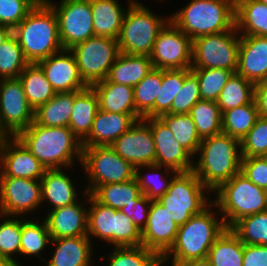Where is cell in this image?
<instances>
[{"label": "cell", "instance_id": "6da1fadb", "mask_svg": "<svg viewBox=\"0 0 267 266\" xmlns=\"http://www.w3.org/2000/svg\"><path fill=\"white\" fill-rule=\"evenodd\" d=\"M16 137L45 169L67 170L77 160L81 165L82 144L69 127H45L33 121Z\"/></svg>", "mask_w": 267, "mask_h": 266}, {"label": "cell", "instance_id": "7a4b0ae2", "mask_svg": "<svg viewBox=\"0 0 267 266\" xmlns=\"http://www.w3.org/2000/svg\"><path fill=\"white\" fill-rule=\"evenodd\" d=\"M193 172L212 193L241 169V141L225 133L203 138Z\"/></svg>", "mask_w": 267, "mask_h": 266}, {"label": "cell", "instance_id": "3957f363", "mask_svg": "<svg viewBox=\"0 0 267 266\" xmlns=\"http://www.w3.org/2000/svg\"><path fill=\"white\" fill-rule=\"evenodd\" d=\"M214 207L212 202L201 213L193 215L179 227L174 245L162 257L163 266L170 262L169 259H172V263H183L207 258L209 249L227 228L220 212L216 210V214L212 211Z\"/></svg>", "mask_w": 267, "mask_h": 266}, {"label": "cell", "instance_id": "277c9868", "mask_svg": "<svg viewBox=\"0 0 267 266\" xmlns=\"http://www.w3.org/2000/svg\"><path fill=\"white\" fill-rule=\"evenodd\" d=\"M12 34L16 37L26 60L39 61L63 50L55 11L47 2H38Z\"/></svg>", "mask_w": 267, "mask_h": 266}, {"label": "cell", "instance_id": "5b68a950", "mask_svg": "<svg viewBox=\"0 0 267 266\" xmlns=\"http://www.w3.org/2000/svg\"><path fill=\"white\" fill-rule=\"evenodd\" d=\"M170 20L192 40L235 28V0H191Z\"/></svg>", "mask_w": 267, "mask_h": 266}, {"label": "cell", "instance_id": "8992f818", "mask_svg": "<svg viewBox=\"0 0 267 266\" xmlns=\"http://www.w3.org/2000/svg\"><path fill=\"white\" fill-rule=\"evenodd\" d=\"M214 192L217 195L213 203L222 214L227 228H231L243 217L264 212L266 209L267 191L256 186L241 172Z\"/></svg>", "mask_w": 267, "mask_h": 266}, {"label": "cell", "instance_id": "52a82bcc", "mask_svg": "<svg viewBox=\"0 0 267 266\" xmlns=\"http://www.w3.org/2000/svg\"><path fill=\"white\" fill-rule=\"evenodd\" d=\"M128 4L117 39L120 52L149 57L160 30L170 16L164 19L136 0H129Z\"/></svg>", "mask_w": 267, "mask_h": 266}, {"label": "cell", "instance_id": "ba28073f", "mask_svg": "<svg viewBox=\"0 0 267 266\" xmlns=\"http://www.w3.org/2000/svg\"><path fill=\"white\" fill-rule=\"evenodd\" d=\"M209 194L210 191L193 171L178 172L158 202L167 208L173 221L180 227L213 202L209 200Z\"/></svg>", "mask_w": 267, "mask_h": 266}, {"label": "cell", "instance_id": "9c48e42d", "mask_svg": "<svg viewBox=\"0 0 267 266\" xmlns=\"http://www.w3.org/2000/svg\"><path fill=\"white\" fill-rule=\"evenodd\" d=\"M80 166L89 182L83 190L89 194L103 184L123 183L135 178V167L110 146L82 147Z\"/></svg>", "mask_w": 267, "mask_h": 266}, {"label": "cell", "instance_id": "30bf717a", "mask_svg": "<svg viewBox=\"0 0 267 266\" xmlns=\"http://www.w3.org/2000/svg\"><path fill=\"white\" fill-rule=\"evenodd\" d=\"M240 37L235 27L193 39L191 69L215 68L236 73Z\"/></svg>", "mask_w": 267, "mask_h": 266}, {"label": "cell", "instance_id": "8fae6325", "mask_svg": "<svg viewBox=\"0 0 267 266\" xmlns=\"http://www.w3.org/2000/svg\"><path fill=\"white\" fill-rule=\"evenodd\" d=\"M73 53L81 79L87 86L105 80L110 67L121 53L117 39L93 36L73 46Z\"/></svg>", "mask_w": 267, "mask_h": 266}, {"label": "cell", "instance_id": "7c38bea8", "mask_svg": "<svg viewBox=\"0 0 267 266\" xmlns=\"http://www.w3.org/2000/svg\"><path fill=\"white\" fill-rule=\"evenodd\" d=\"M51 1L47 3L56 13L63 49H71L94 36L90 0H61L59 5Z\"/></svg>", "mask_w": 267, "mask_h": 266}, {"label": "cell", "instance_id": "4fadbf2b", "mask_svg": "<svg viewBox=\"0 0 267 266\" xmlns=\"http://www.w3.org/2000/svg\"><path fill=\"white\" fill-rule=\"evenodd\" d=\"M149 57L153 68L191 69L192 39L169 20L160 30Z\"/></svg>", "mask_w": 267, "mask_h": 266}, {"label": "cell", "instance_id": "5bb4252c", "mask_svg": "<svg viewBox=\"0 0 267 266\" xmlns=\"http://www.w3.org/2000/svg\"><path fill=\"white\" fill-rule=\"evenodd\" d=\"M34 121L19 78L0 79V136H16Z\"/></svg>", "mask_w": 267, "mask_h": 266}, {"label": "cell", "instance_id": "9a60e30c", "mask_svg": "<svg viewBox=\"0 0 267 266\" xmlns=\"http://www.w3.org/2000/svg\"><path fill=\"white\" fill-rule=\"evenodd\" d=\"M40 205H42L41 180L0 177L1 215L27 217V212H33Z\"/></svg>", "mask_w": 267, "mask_h": 266}, {"label": "cell", "instance_id": "2e32d148", "mask_svg": "<svg viewBox=\"0 0 267 266\" xmlns=\"http://www.w3.org/2000/svg\"><path fill=\"white\" fill-rule=\"evenodd\" d=\"M0 177L41 180L45 168L16 136H0Z\"/></svg>", "mask_w": 267, "mask_h": 266}, {"label": "cell", "instance_id": "e0dca14e", "mask_svg": "<svg viewBox=\"0 0 267 266\" xmlns=\"http://www.w3.org/2000/svg\"><path fill=\"white\" fill-rule=\"evenodd\" d=\"M110 147L135 168L156 164V149L151 128L143 119L137 120Z\"/></svg>", "mask_w": 267, "mask_h": 266}, {"label": "cell", "instance_id": "ac0fdd59", "mask_svg": "<svg viewBox=\"0 0 267 266\" xmlns=\"http://www.w3.org/2000/svg\"><path fill=\"white\" fill-rule=\"evenodd\" d=\"M150 126L156 149V164L168 167L176 172L193 170L194 159L175 140L173 132L160 118H143Z\"/></svg>", "mask_w": 267, "mask_h": 266}, {"label": "cell", "instance_id": "d6986e66", "mask_svg": "<svg viewBox=\"0 0 267 266\" xmlns=\"http://www.w3.org/2000/svg\"><path fill=\"white\" fill-rule=\"evenodd\" d=\"M179 226L158 201H151L146 226L141 231L142 245L163 257L174 245Z\"/></svg>", "mask_w": 267, "mask_h": 266}, {"label": "cell", "instance_id": "ffe728a7", "mask_svg": "<svg viewBox=\"0 0 267 266\" xmlns=\"http://www.w3.org/2000/svg\"><path fill=\"white\" fill-rule=\"evenodd\" d=\"M56 93L81 91L87 87L81 79L70 49H63L37 63Z\"/></svg>", "mask_w": 267, "mask_h": 266}, {"label": "cell", "instance_id": "44dd1931", "mask_svg": "<svg viewBox=\"0 0 267 266\" xmlns=\"http://www.w3.org/2000/svg\"><path fill=\"white\" fill-rule=\"evenodd\" d=\"M83 194L87 202L77 201L71 205L50 210L48 215H45L52 239L87 235L88 209L83 204L88 205V193L84 190Z\"/></svg>", "mask_w": 267, "mask_h": 266}, {"label": "cell", "instance_id": "7402d4cb", "mask_svg": "<svg viewBox=\"0 0 267 266\" xmlns=\"http://www.w3.org/2000/svg\"><path fill=\"white\" fill-rule=\"evenodd\" d=\"M139 114L112 113L98 109L89 135L81 142L82 147L110 146L137 121Z\"/></svg>", "mask_w": 267, "mask_h": 266}, {"label": "cell", "instance_id": "603a6c76", "mask_svg": "<svg viewBox=\"0 0 267 266\" xmlns=\"http://www.w3.org/2000/svg\"><path fill=\"white\" fill-rule=\"evenodd\" d=\"M236 73L254 84L267 78V37L241 35Z\"/></svg>", "mask_w": 267, "mask_h": 266}, {"label": "cell", "instance_id": "cb8c5ba5", "mask_svg": "<svg viewBox=\"0 0 267 266\" xmlns=\"http://www.w3.org/2000/svg\"><path fill=\"white\" fill-rule=\"evenodd\" d=\"M55 250L47 266H90L92 265L93 243L85 236L52 239Z\"/></svg>", "mask_w": 267, "mask_h": 266}, {"label": "cell", "instance_id": "d4e9b609", "mask_svg": "<svg viewBox=\"0 0 267 266\" xmlns=\"http://www.w3.org/2000/svg\"><path fill=\"white\" fill-rule=\"evenodd\" d=\"M70 176L63 169H46L41 178L42 203L51 204V210L78 201V192Z\"/></svg>", "mask_w": 267, "mask_h": 266}, {"label": "cell", "instance_id": "484cf974", "mask_svg": "<svg viewBox=\"0 0 267 266\" xmlns=\"http://www.w3.org/2000/svg\"><path fill=\"white\" fill-rule=\"evenodd\" d=\"M92 87L99 98V109L112 113L138 114L132 86L113 83L106 78Z\"/></svg>", "mask_w": 267, "mask_h": 266}, {"label": "cell", "instance_id": "4316f807", "mask_svg": "<svg viewBox=\"0 0 267 266\" xmlns=\"http://www.w3.org/2000/svg\"><path fill=\"white\" fill-rule=\"evenodd\" d=\"M98 109L99 98L92 86L75 91L69 128L80 142L89 135Z\"/></svg>", "mask_w": 267, "mask_h": 266}, {"label": "cell", "instance_id": "83f0119b", "mask_svg": "<svg viewBox=\"0 0 267 266\" xmlns=\"http://www.w3.org/2000/svg\"><path fill=\"white\" fill-rule=\"evenodd\" d=\"M90 4L94 36L118 39L128 7L123 8L118 0H90Z\"/></svg>", "mask_w": 267, "mask_h": 266}, {"label": "cell", "instance_id": "f1b7e54d", "mask_svg": "<svg viewBox=\"0 0 267 266\" xmlns=\"http://www.w3.org/2000/svg\"><path fill=\"white\" fill-rule=\"evenodd\" d=\"M235 27L240 35L267 37V5L260 0H235Z\"/></svg>", "mask_w": 267, "mask_h": 266}, {"label": "cell", "instance_id": "f546056e", "mask_svg": "<svg viewBox=\"0 0 267 266\" xmlns=\"http://www.w3.org/2000/svg\"><path fill=\"white\" fill-rule=\"evenodd\" d=\"M153 69L148 56L120 53L110 67L107 79L113 83L134 87Z\"/></svg>", "mask_w": 267, "mask_h": 266}, {"label": "cell", "instance_id": "4dcf8cb0", "mask_svg": "<svg viewBox=\"0 0 267 266\" xmlns=\"http://www.w3.org/2000/svg\"><path fill=\"white\" fill-rule=\"evenodd\" d=\"M75 91L56 93L34 111V122L45 127H69Z\"/></svg>", "mask_w": 267, "mask_h": 266}, {"label": "cell", "instance_id": "1f68e13d", "mask_svg": "<svg viewBox=\"0 0 267 266\" xmlns=\"http://www.w3.org/2000/svg\"><path fill=\"white\" fill-rule=\"evenodd\" d=\"M18 78L21 80L28 103L34 111L56 94L38 64L29 63Z\"/></svg>", "mask_w": 267, "mask_h": 266}, {"label": "cell", "instance_id": "d6a6232c", "mask_svg": "<svg viewBox=\"0 0 267 266\" xmlns=\"http://www.w3.org/2000/svg\"><path fill=\"white\" fill-rule=\"evenodd\" d=\"M244 243L226 228L209 249L207 259L212 266H242Z\"/></svg>", "mask_w": 267, "mask_h": 266}, {"label": "cell", "instance_id": "836d02e7", "mask_svg": "<svg viewBox=\"0 0 267 266\" xmlns=\"http://www.w3.org/2000/svg\"><path fill=\"white\" fill-rule=\"evenodd\" d=\"M101 204L120 210L125 206L136 203L143 195L137 180L131 179L123 183H109L99 186L91 194Z\"/></svg>", "mask_w": 267, "mask_h": 266}, {"label": "cell", "instance_id": "e575fe53", "mask_svg": "<svg viewBox=\"0 0 267 266\" xmlns=\"http://www.w3.org/2000/svg\"><path fill=\"white\" fill-rule=\"evenodd\" d=\"M88 218H87V236L100 238L113 246V231L115 224V212L112 207L105 206L98 202L88 193Z\"/></svg>", "mask_w": 267, "mask_h": 266}, {"label": "cell", "instance_id": "d590c367", "mask_svg": "<svg viewBox=\"0 0 267 266\" xmlns=\"http://www.w3.org/2000/svg\"><path fill=\"white\" fill-rule=\"evenodd\" d=\"M260 117L255 99L222 113V133L242 141Z\"/></svg>", "mask_w": 267, "mask_h": 266}, {"label": "cell", "instance_id": "8d00e7d4", "mask_svg": "<svg viewBox=\"0 0 267 266\" xmlns=\"http://www.w3.org/2000/svg\"><path fill=\"white\" fill-rule=\"evenodd\" d=\"M163 168L166 173L162 172L161 169ZM143 169H147V170L149 169L154 172L149 171L147 175L146 173L144 175L142 173ZM158 171H161V172H158ZM177 173L178 172L168 167L160 166L157 164H152V165L136 167L135 168V179L137 180L138 187L140 188L142 194H144L149 200L158 201L167 192L173 177ZM170 174L172 175L170 176ZM167 175L170 176V178H168Z\"/></svg>", "mask_w": 267, "mask_h": 266}, {"label": "cell", "instance_id": "74e56055", "mask_svg": "<svg viewBox=\"0 0 267 266\" xmlns=\"http://www.w3.org/2000/svg\"><path fill=\"white\" fill-rule=\"evenodd\" d=\"M173 132L175 140L193 158L197 155L202 141L189 114H163L159 117Z\"/></svg>", "mask_w": 267, "mask_h": 266}, {"label": "cell", "instance_id": "f35d334b", "mask_svg": "<svg viewBox=\"0 0 267 266\" xmlns=\"http://www.w3.org/2000/svg\"><path fill=\"white\" fill-rule=\"evenodd\" d=\"M21 218L20 255L41 257L40 253L49 247L52 240L45 219L38 223L33 221L34 217L32 220L30 217Z\"/></svg>", "mask_w": 267, "mask_h": 266}, {"label": "cell", "instance_id": "ab89813d", "mask_svg": "<svg viewBox=\"0 0 267 266\" xmlns=\"http://www.w3.org/2000/svg\"><path fill=\"white\" fill-rule=\"evenodd\" d=\"M254 98L255 84L234 73L223 87L216 102L223 113L229 109L251 103Z\"/></svg>", "mask_w": 267, "mask_h": 266}, {"label": "cell", "instance_id": "60d3db41", "mask_svg": "<svg viewBox=\"0 0 267 266\" xmlns=\"http://www.w3.org/2000/svg\"><path fill=\"white\" fill-rule=\"evenodd\" d=\"M189 115L201 139L222 133V112L217 102L200 99Z\"/></svg>", "mask_w": 267, "mask_h": 266}, {"label": "cell", "instance_id": "b9f144b4", "mask_svg": "<svg viewBox=\"0 0 267 266\" xmlns=\"http://www.w3.org/2000/svg\"><path fill=\"white\" fill-rule=\"evenodd\" d=\"M162 84V69L153 68L133 87L135 110L142 118H153V106Z\"/></svg>", "mask_w": 267, "mask_h": 266}, {"label": "cell", "instance_id": "7bdbcfd3", "mask_svg": "<svg viewBox=\"0 0 267 266\" xmlns=\"http://www.w3.org/2000/svg\"><path fill=\"white\" fill-rule=\"evenodd\" d=\"M111 252L108 266H163L162 257L143 245L114 247Z\"/></svg>", "mask_w": 267, "mask_h": 266}, {"label": "cell", "instance_id": "ee69618b", "mask_svg": "<svg viewBox=\"0 0 267 266\" xmlns=\"http://www.w3.org/2000/svg\"><path fill=\"white\" fill-rule=\"evenodd\" d=\"M184 83V69H162V84L159 87L158 98L153 106V118L163 114H171V104Z\"/></svg>", "mask_w": 267, "mask_h": 266}, {"label": "cell", "instance_id": "f6af8a7d", "mask_svg": "<svg viewBox=\"0 0 267 266\" xmlns=\"http://www.w3.org/2000/svg\"><path fill=\"white\" fill-rule=\"evenodd\" d=\"M244 244L267 246V212L249 215L230 228Z\"/></svg>", "mask_w": 267, "mask_h": 266}, {"label": "cell", "instance_id": "bcb514c9", "mask_svg": "<svg viewBox=\"0 0 267 266\" xmlns=\"http://www.w3.org/2000/svg\"><path fill=\"white\" fill-rule=\"evenodd\" d=\"M28 64L16 37L11 34L0 45V79L18 78Z\"/></svg>", "mask_w": 267, "mask_h": 266}, {"label": "cell", "instance_id": "7dc6e473", "mask_svg": "<svg viewBox=\"0 0 267 266\" xmlns=\"http://www.w3.org/2000/svg\"><path fill=\"white\" fill-rule=\"evenodd\" d=\"M1 217L5 219L0 221V254L14 266H22L15 256L20 254L21 219L0 214Z\"/></svg>", "mask_w": 267, "mask_h": 266}, {"label": "cell", "instance_id": "c3c4849f", "mask_svg": "<svg viewBox=\"0 0 267 266\" xmlns=\"http://www.w3.org/2000/svg\"><path fill=\"white\" fill-rule=\"evenodd\" d=\"M199 80L202 100L217 101L220 92L234 74L233 71L215 68L191 69Z\"/></svg>", "mask_w": 267, "mask_h": 266}, {"label": "cell", "instance_id": "681fc988", "mask_svg": "<svg viewBox=\"0 0 267 266\" xmlns=\"http://www.w3.org/2000/svg\"><path fill=\"white\" fill-rule=\"evenodd\" d=\"M201 99L199 80L191 69H184V83L171 104V114H189Z\"/></svg>", "mask_w": 267, "mask_h": 266}, {"label": "cell", "instance_id": "f907efd6", "mask_svg": "<svg viewBox=\"0 0 267 266\" xmlns=\"http://www.w3.org/2000/svg\"><path fill=\"white\" fill-rule=\"evenodd\" d=\"M242 158L267 156V118L259 117L241 141Z\"/></svg>", "mask_w": 267, "mask_h": 266}, {"label": "cell", "instance_id": "816d5d0a", "mask_svg": "<svg viewBox=\"0 0 267 266\" xmlns=\"http://www.w3.org/2000/svg\"><path fill=\"white\" fill-rule=\"evenodd\" d=\"M142 234L140 229L121 210L115 212L113 247L140 246Z\"/></svg>", "mask_w": 267, "mask_h": 266}, {"label": "cell", "instance_id": "f5cc1de1", "mask_svg": "<svg viewBox=\"0 0 267 266\" xmlns=\"http://www.w3.org/2000/svg\"><path fill=\"white\" fill-rule=\"evenodd\" d=\"M37 3L36 0H0V25L13 30Z\"/></svg>", "mask_w": 267, "mask_h": 266}, {"label": "cell", "instance_id": "db71d44e", "mask_svg": "<svg viewBox=\"0 0 267 266\" xmlns=\"http://www.w3.org/2000/svg\"><path fill=\"white\" fill-rule=\"evenodd\" d=\"M240 172L256 186L267 191V156L242 158Z\"/></svg>", "mask_w": 267, "mask_h": 266}, {"label": "cell", "instance_id": "11a10c76", "mask_svg": "<svg viewBox=\"0 0 267 266\" xmlns=\"http://www.w3.org/2000/svg\"><path fill=\"white\" fill-rule=\"evenodd\" d=\"M151 201L144 194L129 206L120 209L142 231L146 226Z\"/></svg>", "mask_w": 267, "mask_h": 266}, {"label": "cell", "instance_id": "9f6ffc18", "mask_svg": "<svg viewBox=\"0 0 267 266\" xmlns=\"http://www.w3.org/2000/svg\"><path fill=\"white\" fill-rule=\"evenodd\" d=\"M242 266H267V246L244 244Z\"/></svg>", "mask_w": 267, "mask_h": 266}, {"label": "cell", "instance_id": "6f0895ef", "mask_svg": "<svg viewBox=\"0 0 267 266\" xmlns=\"http://www.w3.org/2000/svg\"><path fill=\"white\" fill-rule=\"evenodd\" d=\"M255 101L259 115L267 118V78L255 84Z\"/></svg>", "mask_w": 267, "mask_h": 266}, {"label": "cell", "instance_id": "680465c9", "mask_svg": "<svg viewBox=\"0 0 267 266\" xmlns=\"http://www.w3.org/2000/svg\"><path fill=\"white\" fill-rule=\"evenodd\" d=\"M172 266H212L207 258L189 260L183 263H172Z\"/></svg>", "mask_w": 267, "mask_h": 266}, {"label": "cell", "instance_id": "91938a15", "mask_svg": "<svg viewBox=\"0 0 267 266\" xmlns=\"http://www.w3.org/2000/svg\"><path fill=\"white\" fill-rule=\"evenodd\" d=\"M11 34H12L11 28L4 25H0V45L3 42H5Z\"/></svg>", "mask_w": 267, "mask_h": 266}, {"label": "cell", "instance_id": "94428289", "mask_svg": "<svg viewBox=\"0 0 267 266\" xmlns=\"http://www.w3.org/2000/svg\"><path fill=\"white\" fill-rule=\"evenodd\" d=\"M0 266H14L10 261H8L3 255L0 254Z\"/></svg>", "mask_w": 267, "mask_h": 266}, {"label": "cell", "instance_id": "6125c7cd", "mask_svg": "<svg viewBox=\"0 0 267 266\" xmlns=\"http://www.w3.org/2000/svg\"><path fill=\"white\" fill-rule=\"evenodd\" d=\"M38 2H48L49 0H36Z\"/></svg>", "mask_w": 267, "mask_h": 266}, {"label": "cell", "instance_id": "be15d7a7", "mask_svg": "<svg viewBox=\"0 0 267 266\" xmlns=\"http://www.w3.org/2000/svg\"><path fill=\"white\" fill-rule=\"evenodd\" d=\"M262 3H264L265 5H267V0H260Z\"/></svg>", "mask_w": 267, "mask_h": 266}]
</instances>
